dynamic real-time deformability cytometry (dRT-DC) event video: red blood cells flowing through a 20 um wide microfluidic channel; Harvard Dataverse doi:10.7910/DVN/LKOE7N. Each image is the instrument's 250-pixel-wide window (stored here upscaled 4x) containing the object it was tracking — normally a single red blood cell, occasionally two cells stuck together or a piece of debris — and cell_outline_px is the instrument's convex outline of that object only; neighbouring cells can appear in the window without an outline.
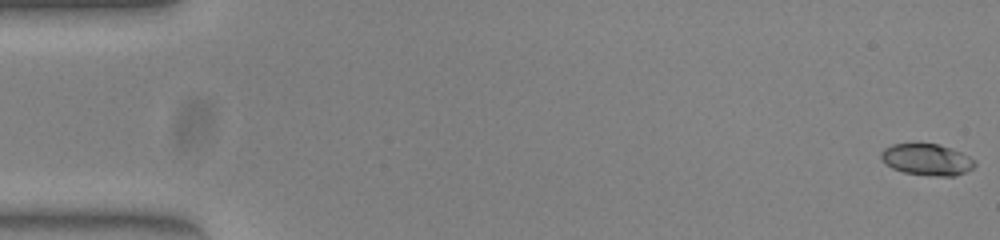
{"species": "common noctule bat (a hibernating species)", "species_latin": "Nyctalus noctula", "temperature_condition": "warm", "stored_images_in_passage": 52, "camera_frame_rate_fps": 3000, "um_per_image_px": 0.085, "animal": {"sex": "female", "body_mass_g": 23.0, "forearm_length_mm": 53.4}, "frame": {"image": 1, "passage_image": 1, "time_ms": 0.0, "image_size_px": [1000, 240], "cell_outline_px": [[976, 164], [972, 168], [956, 176], [932, 176], [904, 172], [892, 168], [884, 164], [880, 156], [880, 152], [884, 148], [892, 144], [936, 144], [952, 148], [976, 160]], "centroid_in_image_um": [78.77, 13.57], "position_along_channel_um": 6.2, "area_um2": 17.22}}
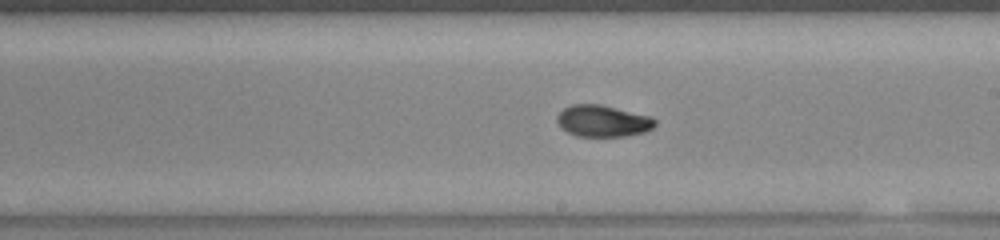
{"frame": {"image": 2, "passage_image": 30, "time_ms": 9.667, "image_size_px": [1000, 240], "cell_outline_px": [[656, 124], [652, 128], [644, 132], [624, 136], [576, 136], [560, 128], [556, 120], [556, 116], [564, 108], [572, 104], [600, 104], [652, 116], [656, 120]], "centroid_in_image_um": [51.23, 10.28], "position_along_channel_um": 237.8, "area_um2": 18.15}}
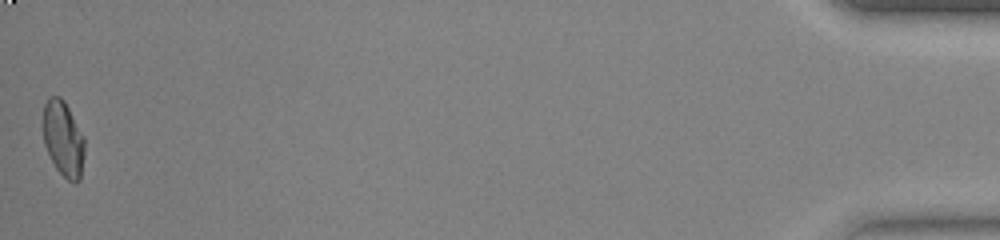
{"frame": {"image": 3, "passage_image": 52, "time_ms": 17.0, "image_size_px": [1000, 240], "cell_outline_px": [[84, 156], [80, 180], [76, 184], [68, 180], [56, 168], [44, 144], [44, 104], [48, 96], [60, 96], [64, 100], [84, 136]], "centroid_in_image_um": [5.4, 11.79], "position_along_channel_um": 429.8, "area_um2": 18.15}, "authors_computed_cell_mechanics": {"area_um2": 18.0336, "velocity_mm_per_s": 3.979, "shape_relaxation_time_tau1_ms": 4.5378, "shape_relaxation_time_tau2_ms": 0.9149, "deformation_change_tau1": 0.1796, "deformation_change_tau2": 0.0511}}